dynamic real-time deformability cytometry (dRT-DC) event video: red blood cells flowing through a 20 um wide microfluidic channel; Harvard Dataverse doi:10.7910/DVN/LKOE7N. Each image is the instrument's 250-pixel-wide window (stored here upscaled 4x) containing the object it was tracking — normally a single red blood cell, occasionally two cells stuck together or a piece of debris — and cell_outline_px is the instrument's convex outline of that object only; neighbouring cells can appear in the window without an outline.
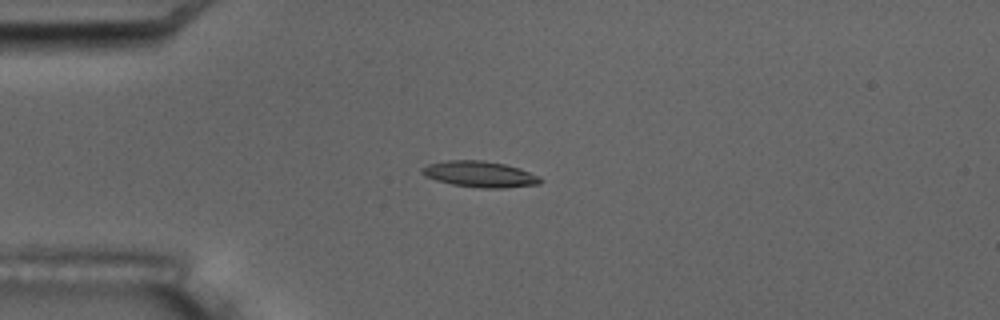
{"species": "common noctule bat (a hibernating species)", "species_latin": "Nyctalus noctula", "temperature_condition": "room temperature", "stored_images_in_passage": 11, "camera_frame_rate_fps": 3000, "um_per_image_px": 0.085, "animal": {"sex": "male", "body_mass_g": 17.5, "forearm_length_mm": 52.3}, "frame": {"image": 1, "passage_image": 4, "time_ms": 4.333, "image_size_px": [1000, 320], "cell_outline_px": [[544, 180], [540, 184], [504, 188], [480, 188], [452, 184], [436, 180], [424, 176], [420, 172], [420, 168], [428, 164], [448, 160], [484, 160], [504, 164], [520, 168], [540, 176]], "centroid_in_image_um": [40.79, 14.8], "position_along_channel_um": 44.2, "area_um2": 18.15}}
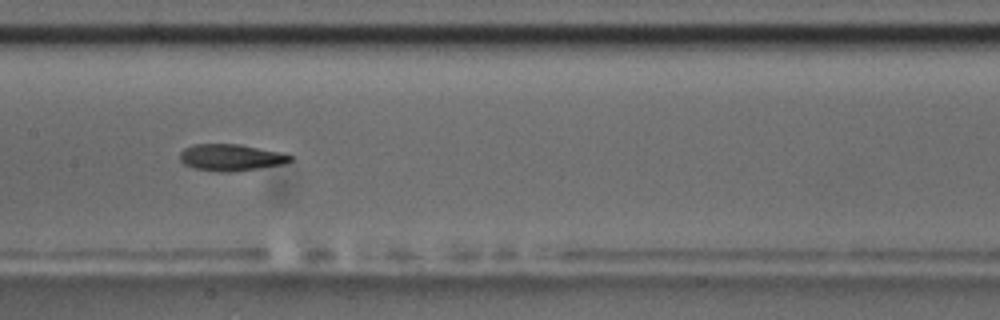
{"frame": {"image": 2, "passage_image": 8, "time_ms": 9.0, "image_size_px": [1000, 320], "cell_outline_px": [[292, 160], [284, 164], [228, 172], [220, 172], [192, 168], [184, 164], [180, 160], [180, 152], [184, 148], [192, 144], [240, 144], [280, 152], [292, 156]], "centroid_in_image_um": [19.59, 13.38], "position_along_channel_um": 187.8, "area_um2": 17.11}}